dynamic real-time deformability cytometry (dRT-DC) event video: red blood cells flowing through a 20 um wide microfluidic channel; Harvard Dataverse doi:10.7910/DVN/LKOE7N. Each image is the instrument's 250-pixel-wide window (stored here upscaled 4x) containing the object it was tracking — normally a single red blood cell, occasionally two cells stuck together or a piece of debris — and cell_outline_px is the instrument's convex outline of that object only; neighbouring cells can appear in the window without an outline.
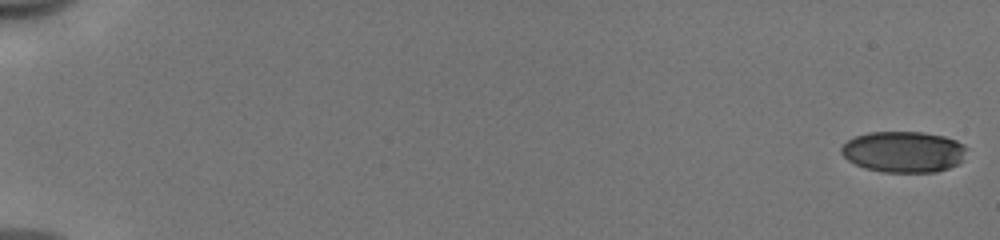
{"species": "human", "species_latin": "Homo sapiens", "temperature_condition": "cold", "stored_images_in_passage": 54, "camera_frame_rate_fps": 3000, "um_per_image_px": 0.085, "donor": {"sex": "male"}, "frame": {"image": 1, "passage_image": 1, "time_ms": 0.0, "image_size_px": [1000, 240], "cell_outline_px": [[968, 148], [964, 160], [948, 168], [936, 172], [880, 172], [864, 168], [848, 160], [840, 152], [840, 148], [848, 140], [856, 136], [868, 132], [924, 132], [944, 136], [956, 140], [964, 144]], "centroid_in_image_um": [76.83, 12.9], "position_along_channel_um": 8.2, "area_um2": 30.29}}
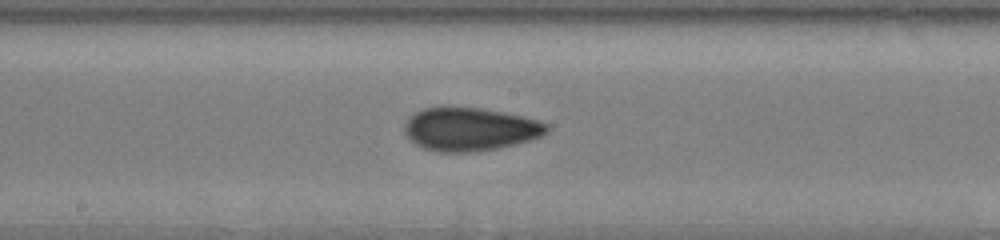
{"frame": {"image": 2, "passage_image": 31, "time_ms": 10.0, "image_size_px": [1000, 240], "cell_outline_px": [[552, 128], [548, 132], [532, 140], [516, 144], [496, 148], [472, 152], [436, 152], [424, 148], [416, 144], [404, 132], [404, 124], [416, 112], [424, 108], [480, 108], [504, 112], [540, 120], [548, 124]], "centroid_in_image_um": [40.01, 10.99], "position_along_channel_um": 208.2, "area_um2": 35.72}}
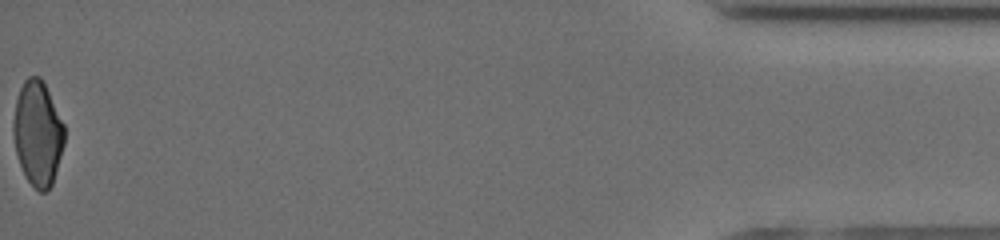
{"frame": {"image": 3, "passage_image": 54, "time_ms": 17.667, "image_size_px": [1000, 240], "cell_outline_px": [[64, 144], [52, 184], [44, 192], [40, 192], [28, 180], [20, 164], [16, 152], [12, 132], [12, 120], [16, 100], [20, 88], [24, 80], [28, 76], [40, 76], [64, 124]], "centroid_in_image_um": [3.19, 11.31], "position_along_channel_um": 432.0, "area_um2": 30.87}, "authors_computed_cell_mechanics": {"area_um2": 33.4084, "velocity_mm_per_s": 3.9914, "shape_relaxation_time_tau1_ms": 9.6857, "shape_relaxation_time_tau2_ms": 2.084, "deformation_change_tau1": 0.1865, "deformation_change_tau2": 0.0795}}